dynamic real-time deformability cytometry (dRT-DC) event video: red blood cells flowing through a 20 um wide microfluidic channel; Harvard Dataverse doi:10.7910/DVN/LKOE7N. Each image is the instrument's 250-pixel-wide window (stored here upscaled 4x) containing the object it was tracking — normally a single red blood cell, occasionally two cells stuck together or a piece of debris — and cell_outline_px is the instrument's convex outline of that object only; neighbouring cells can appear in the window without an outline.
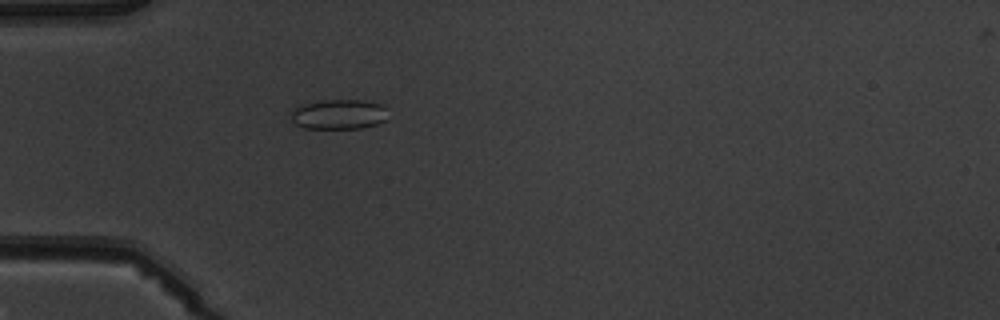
{"species": "common noctule bat (a hibernating species)", "species_latin": "Nyctalus noctula", "temperature_condition": "warm", "stored_images_in_passage": 5, "camera_frame_rate_fps": 3000, "um_per_image_px": 0.085, "animal": {"sex": "male", "body_mass_g": 19.5, "forearm_length_mm": 54.6}, "frame": {"image": 1, "passage_image": 5, "time_ms": 4.667, "image_size_px": [1000, 320], "cell_outline_px": [[388, 120], [376, 124], [360, 128], [304, 128], [296, 124], [292, 120], [292, 112], [300, 104], [324, 100], [364, 100], [384, 104]], "centroid_in_image_um": [28.84, 9.71], "position_along_channel_um": 56.2, "area_um2": 16.94}}